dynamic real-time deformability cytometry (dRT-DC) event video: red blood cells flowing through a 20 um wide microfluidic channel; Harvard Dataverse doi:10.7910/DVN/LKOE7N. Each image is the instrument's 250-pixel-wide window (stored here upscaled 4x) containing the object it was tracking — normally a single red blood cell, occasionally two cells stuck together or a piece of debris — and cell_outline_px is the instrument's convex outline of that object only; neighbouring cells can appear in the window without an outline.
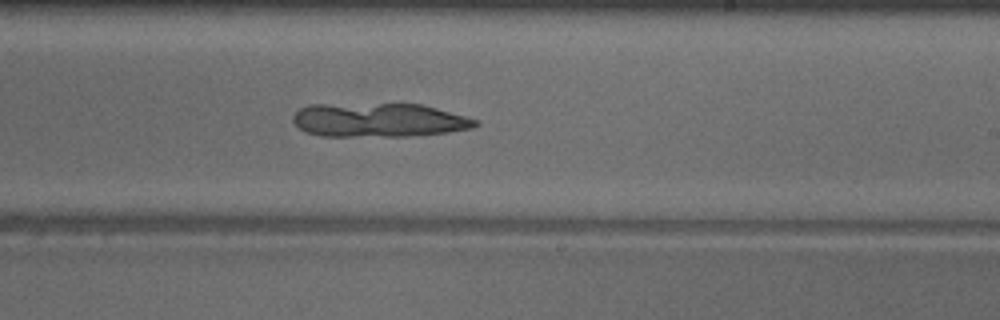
{"species": "common noctule bat (a hibernating species)", "species_latin": "Nyctalus noctula", "temperature_condition": "warm", "stored_images_in_passage": 38, "camera_frame_rate_fps": 3000, "um_per_image_px": 0.085, "animal": {"sex": "male", "body_mass_g": 18.8}, "frame": {"image": 1, "passage_image": 24, "time_ms": 7.667, "image_size_px": [1000, 320], "cell_outline_px": [[480, 124], [472, 128], [448, 132], [404, 136], [320, 136], [304, 132], [292, 120], [292, 116], [300, 108], [308, 104], [420, 104], [436, 108], [464, 116], [476, 120]], "centroid_in_image_um": [32.14, 10.21], "position_along_channel_um": 256.9, "area_um2": 35.95}}